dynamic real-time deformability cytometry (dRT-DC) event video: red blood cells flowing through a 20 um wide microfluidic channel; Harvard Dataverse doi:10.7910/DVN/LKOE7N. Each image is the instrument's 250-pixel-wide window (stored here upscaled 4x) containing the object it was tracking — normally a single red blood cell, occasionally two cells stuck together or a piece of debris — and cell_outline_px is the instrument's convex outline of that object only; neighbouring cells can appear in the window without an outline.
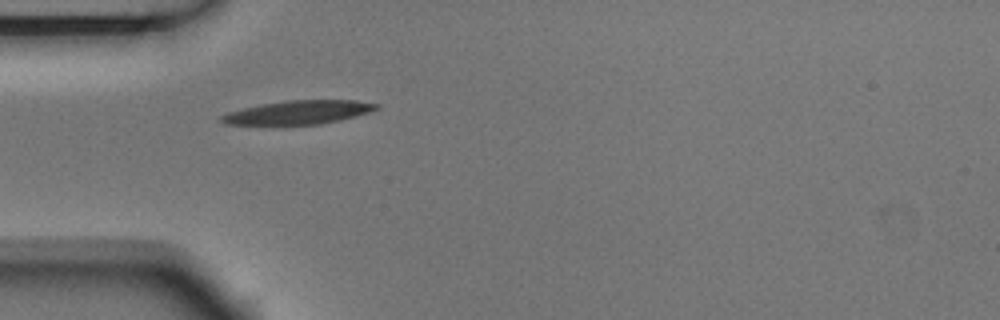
{"species": "Egyptian fruit bat (a non-hibernating species)", "species_latin": "Rousettus aegyptiacus", "temperature_condition": "room temperature", "stored_images_in_passage": 3, "camera_frame_rate_fps": 3000, "um_per_image_px": 0.085, "animal": {"sex": "male"}, "frame": {"image": 1, "passage_image": 1, "time_ms": 0.0, "image_size_px": [1000, 320], "cell_outline_px": [[380, 108], [372, 112], [340, 120], [320, 124], [224, 124], [220, 120], [220, 116], [228, 112], [260, 104], [284, 100], [356, 100], [380, 104]], "centroid_in_image_um": [25.42, 9.53], "position_along_channel_um": 59.6, "area_um2": 21.39}}
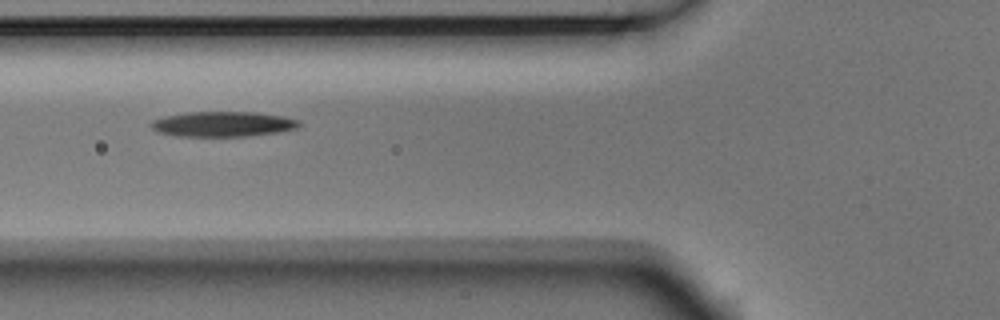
{"frame": {"image": 2, "passage_image": 2, "time_ms": 0.333, "image_size_px": [1000, 320], "cell_outline_px": [[300, 124], [296, 128], [276, 132], [244, 136], [176, 136], [156, 132], [148, 124], [152, 120], [164, 116], [188, 112], [256, 112], [284, 116], [300, 120]], "centroid_in_image_um": [18.89, 10.54], "position_along_channel_um": 106.9, "area_um2": 21.73}}
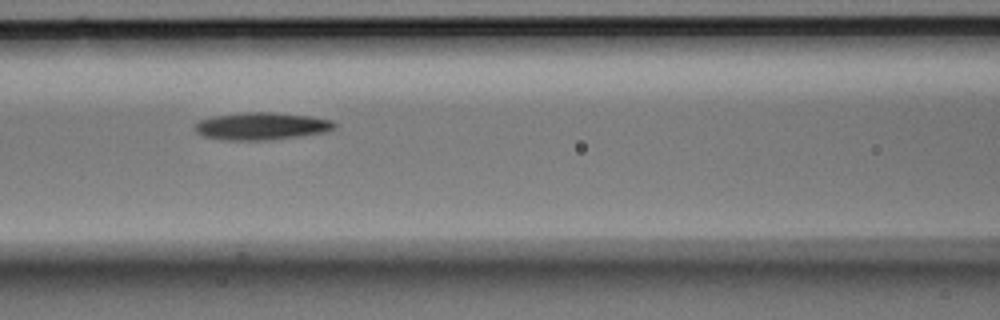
{"frame": {"image": 3, "passage_image": 3, "time_ms": 0.667, "image_size_px": [1000, 320], "cell_outline_px": [[336, 128], [324, 132], [268, 140], [224, 140], [200, 136], [192, 128], [192, 124], [200, 120], [212, 116], [244, 112], [272, 112], [312, 116], [332, 120], [336, 124]], "centroid_in_image_um": [22.15, 10.71], "position_along_channel_um": 144.4, "area_um2": 22.54}}